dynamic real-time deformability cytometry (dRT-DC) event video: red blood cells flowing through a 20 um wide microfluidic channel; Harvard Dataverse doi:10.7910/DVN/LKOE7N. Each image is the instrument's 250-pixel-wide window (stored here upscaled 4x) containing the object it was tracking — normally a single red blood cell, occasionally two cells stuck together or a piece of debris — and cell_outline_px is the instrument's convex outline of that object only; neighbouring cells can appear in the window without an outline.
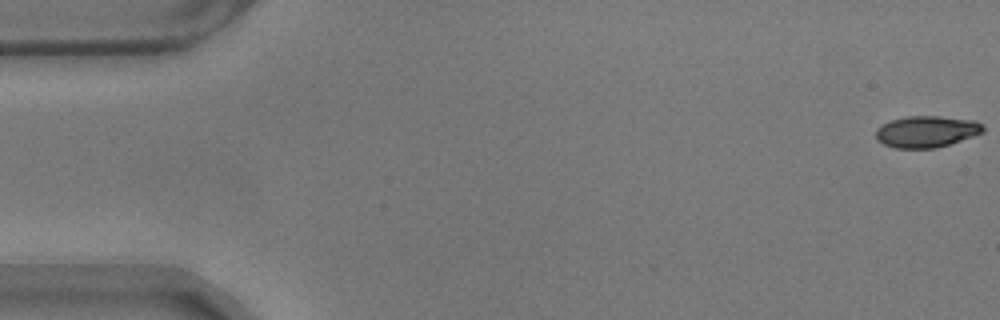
{"species": "common noctule bat (a hibernating species)", "species_latin": "Nyctalus noctula", "temperature_condition": "warm", "stored_images_in_passage": 57, "camera_frame_rate_fps": 3000, "um_per_image_px": 0.085, "animal": {"sex": "male", "body_mass_g": 17.9}, "frame": {"image": 1, "passage_image": 1, "time_ms": 0.0, "image_size_px": [1000, 320], "cell_outline_px": [[984, 132], [936, 148], [896, 148], [884, 144], [876, 140], [876, 128], [892, 120], [908, 116], [940, 116], [976, 120], [984, 128]], "centroid_in_image_um": [78.74, 11.18], "position_along_channel_um": 6.3, "area_um2": 19.54}}
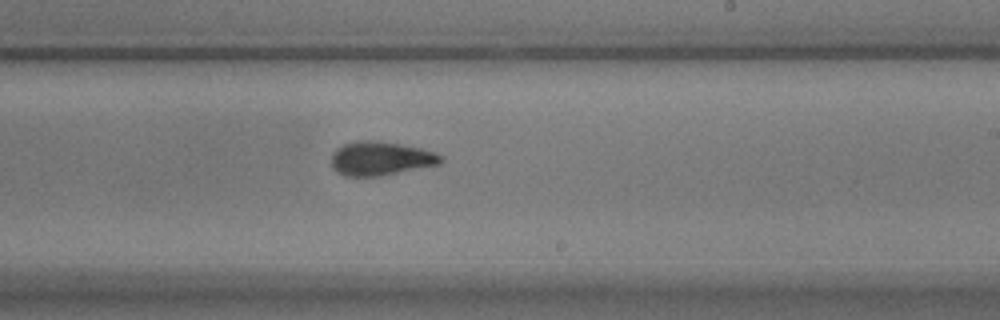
{"frame": {"image": 2, "passage_image": 34, "time_ms": 11.0, "image_size_px": [1000, 320], "cell_outline_px": [[444, 160], [440, 164], [380, 176], [344, 176], [336, 172], [332, 168], [332, 152], [336, 148], [344, 144], [356, 140], [376, 140], [400, 144], [420, 148], [436, 152], [444, 156]], "centroid_in_image_um": [32.35, 13.46], "position_along_channel_um": 256.6, "area_um2": 21.85}}
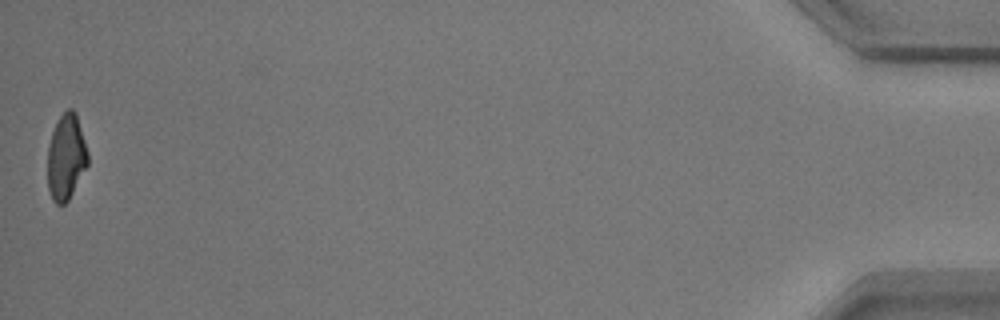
{"frame": {"image": 3, "passage_image": 57, "time_ms": 18.667, "image_size_px": [1000, 320], "cell_outline_px": [[88, 164], [68, 200], [64, 204], [56, 204], [52, 200], [48, 188], [48, 144], [52, 132], [60, 116], [68, 108], [72, 108], [76, 112], [88, 152]], "centroid_in_image_um": [5.62, 13.34], "position_along_channel_um": 429.6, "area_um2": 20.0}, "authors_computed_cell_mechanics": {"area_um2": 20.808, "velocity_mm_per_s": 3.5292, "shape_relaxation_time_tau1_ms": 3.6291, "shape_relaxation_time_tau2_ms": 2.435, "deformation_change_tau1": 0.1553, "deformation_change_tau2": 0.0733}}